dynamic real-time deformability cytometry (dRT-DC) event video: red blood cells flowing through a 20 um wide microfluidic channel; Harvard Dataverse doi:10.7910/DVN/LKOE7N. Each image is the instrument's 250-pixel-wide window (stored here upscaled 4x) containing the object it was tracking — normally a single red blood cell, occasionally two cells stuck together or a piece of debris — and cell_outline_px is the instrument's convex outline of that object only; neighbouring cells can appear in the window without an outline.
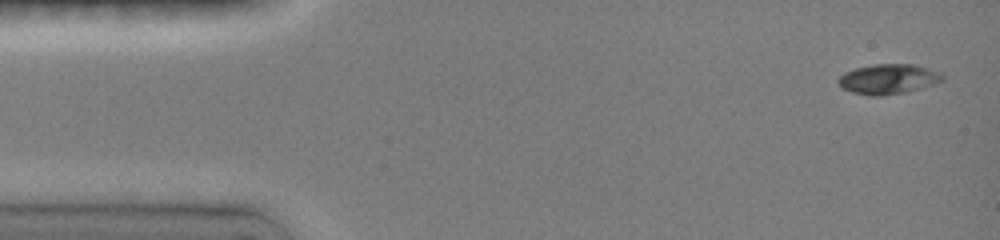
{"species": "common noctule bat (a hibernating species)", "species_latin": "Nyctalus noctula", "temperature_condition": "room temperature", "stored_images_in_passage": 32, "camera_frame_rate_fps": 3000, "um_per_image_px": 0.085, "animal": {"sex": "female", "body_mass_g": 19.0, "forearm_length_mm": 51.5}, "frame": {"image": 1, "passage_image": 1, "time_ms": 0.0, "image_size_px": [1000, 240], "cell_outline_px": [[944, 80], [908, 92], [880, 96], [872, 96], [852, 92], [844, 88], [836, 80], [844, 72], [856, 68], [872, 64], [912, 64], [928, 68], [940, 72], [944, 76]], "centroid_in_image_um": [75.51, 6.71], "position_along_channel_um": 9.5, "area_um2": 18.15}}
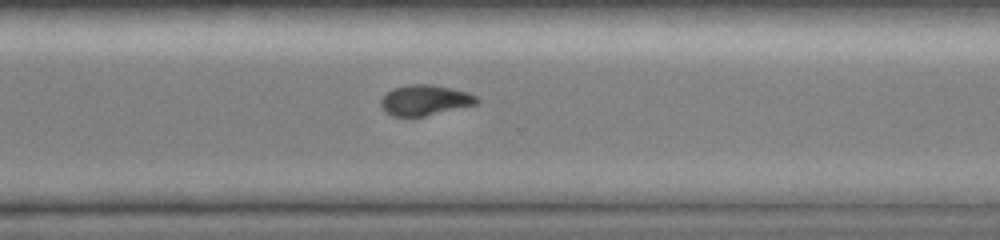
{"frame": {"image": 2, "passage_image": 21, "time_ms": 10.667, "image_size_px": [1000, 240], "cell_outline_px": [[480, 100], [476, 104], [424, 116], [392, 116], [380, 104], [380, 100], [392, 88], [408, 84], [432, 84], [468, 92], [476, 96]], "centroid_in_image_um": [36.12, 8.5], "position_along_channel_um": 334.5, "area_um2": 16.82}}
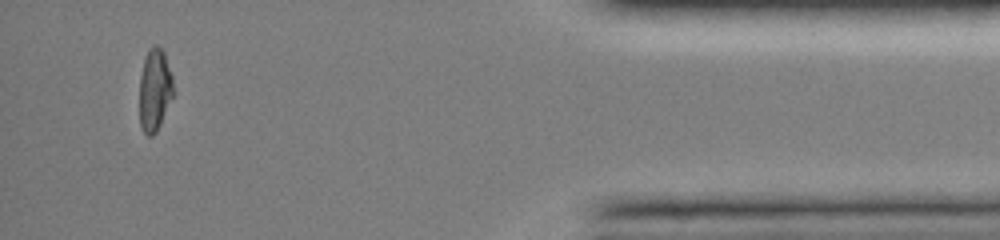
{"frame": {"image": 3, "passage_image": 29, "time_ms": 14.0, "image_size_px": [1000, 240], "cell_outline_px": [[172, 96], [160, 124], [156, 132], [152, 136], [148, 136], [144, 132], [140, 124], [140, 76], [144, 60], [148, 48], [156, 44], [164, 52], [172, 76]], "centroid_in_image_um": [13.13, 7.62], "position_along_channel_um": 422.1, "area_um2": 15.95}, "authors_computed_cell_mechanics": {"area_um2": 17.5712, "velocity_mm_per_s": 4.0788, "shape_relaxation_time_tau1_ms": 7.6206, "shape_relaxation_time_tau2_ms": 3.912, "deformation_change_tau1": 0.2344, "deformation_change_tau2": 0.0717}}